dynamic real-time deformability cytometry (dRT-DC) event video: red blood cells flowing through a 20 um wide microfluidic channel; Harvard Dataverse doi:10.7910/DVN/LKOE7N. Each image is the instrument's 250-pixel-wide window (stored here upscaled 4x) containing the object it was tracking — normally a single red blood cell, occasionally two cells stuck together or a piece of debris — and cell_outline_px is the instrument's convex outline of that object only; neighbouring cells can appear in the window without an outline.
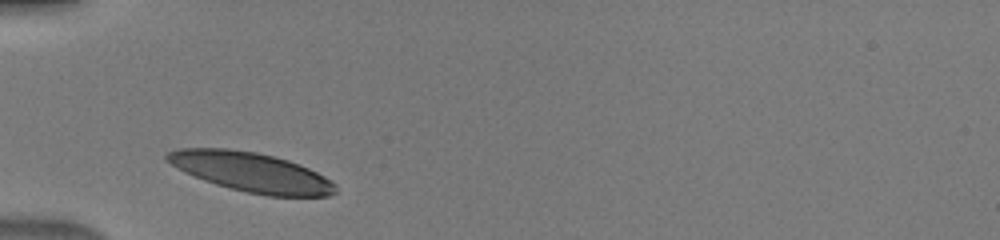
{"species": "human", "species_latin": "Homo sapiens", "temperature_condition": "warm", "stored_images_in_passage": 28, "camera_frame_rate_fps": 3000, "um_per_image_px": 0.085, "donor": {"sex": "male"}, "frame": {"image": 1, "passage_image": 1, "time_ms": 0.0, "image_size_px": [1000, 240], "cell_outline_px": [[336, 192], [328, 196], [268, 196], [248, 192], [216, 184], [204, 180], [184, 172], [164, 160], [164, 152], [180, 148], [228, 148], [256, 152], [276, 156], [300, 164], [324, 176], [336, 184]], "centroid_in_image_um": [21.32, 14.61], "position_along_channel_um": 63.7, "area_um2": 38.78}}